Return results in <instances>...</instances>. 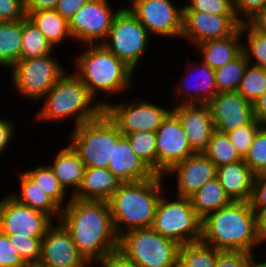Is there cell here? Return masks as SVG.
Returning a JSON list of instances; mask_svg holds the SVG:
<instances>
[{
    "label": "cell",
    "instance_id": "cell-1",
    "mask_svg": "<svg viewBox=\"0 0 266 267\" xmlns=\"http://www.w3.org/2000/svg\"><path fill=\"white\" fill-rule=\"evenodd\" d=\"M59 222L69 232L80 254L92 266L101 264L118 250V235L108 201L71 198L62 209Z\"/></svg>",
    "mask_w": 266,
    "mask_h": 267
},
{
    "label": "cell",
    "instance_id": "cell-12",
    "mask_svg": "<svg viewBox=\"0 0 266 267\" xmlns=\"http://www.w3.org/2000/svg\"><path fill=\"white\" fill-rule=\"evenodd\" d=\"M126 7L152 37L179 39L182 33L183 4L172 0H128Z\"/></svg>",
    "mask_w": 266,
    "mask_h": 267
},
{
    "label": "cell",
    "instance_id": "cell-2",
    "mask_svg": "<svg viewBox=\"0 0 266 267\" xmlns=\"http://www.w3.org/2000/svg\"><path fill=\"white\" fill-rule=\"evenodd\" d=\"M201 241L220 251L255 254L262 247L257 232V214L249 201L231 202L202 219ZM256 249V250H255Z\"/></svg>",
    "mask_w": 266,
    "mask_h": 267
},
{
    "label": "cell",
    "instance_id": "cell-49",
    "mask_svg": "<svg viewBox=\"0 0 266 267\" xmlns=\"http://www.w3.org/2000/svg\"><path fill=\"white\" fill-rule=\"evenodd\" d=\"M90 0H59L56 11L68 22Z\"/></svg>",
    "mask_w": 266,
    "mask_h": 267
},
{
    "label": "cell",
    "instance_id": "cell-50",
    "mask_svg": "<svg viewBox=\"0 0 266 267\" xmlns=\"http://www.w3.org/2000/svg\"><path fill=\"white\" fill-rule=\"evenodd\" d=\"M140 267L137 263L125 258L121 253L115 251L111 253L99 267Z\"/></svg>",
    "mask_w": 266,
    "mask_h": 267
},
{
    "label": "cell",
    "instance_id": "cell-56",
    "mask_svg": "<svg viewBox=\"0 0 266 267\" xmlns=\"http://www.w3.org/2000/svg\"><path fill=\"white\" fill-rule=\"evenodd\" d=\"M22 267H50V266L42 263L41 261H35V262L25 263Z\"/></svg>",
    "mask_w": 266,
    "mask_h": 267
},
{
    "label": "cell",
    "instance_id": "cell-47",
    "mask_svg": "<svg viewBox=\"0 0 266 267\" xmlns=\"http://www.w3.org/2000/svg\"><path fill=\"white\" fill-rule=\"evenodd\" d=\"M249 203L256 214L266 208V171L255 175Z\"/></svg>",
    "mask_w": 266,
    "mask_h": 267
},
{
    "label": "cell",
    "instance_id": "cell-52",
    "mask_svg": "<svg viewBox=\"0 0 266 267\" xmlns=\"http://www.w3.org/2000/svg\"><path fill=\"white\" fill-rule=\"evenodd\" d=\"M253 116L262 126H266V90L253 103Z\"/></svg>",
    "mask_w": 266,
    "mask_h": 267
},
{
    "label": "cell",
    "instance_id": "cell-33",
    "mask_svg": "<svg viewBox=\"0 0 266 267\" xmlns=\"http://www.w3.org/2000/svg\"><path fill=\"white\" fill-rule=\"evenodd\" d=\"M53 45L44 34L26 17L22 19V49L20 59H29L51 54Z\"/></svg>",
    "mask_w": 266,
    "mask_h": 267
},
{
    "label": "cell",
    "instance_id": "cell-42",
    "mask_svg": "<svg viewBox=\"0 0 266 267\" xmlns=\"http://www.w3.org/2000/svg\"><path fill=\"white\" fill-rule=\"evenodd\" d=\"M183 11H199L209 14H235L233 0H186Z\"/></svg>",
    "mask_w": 266,
    "mask_h": 267
},
{
    "label": "cell",
    "instance_id": "cell-10",
    "mask_svg": "<svg viewBox=\"0 0 266 267\" xmlns=\"http://www.w3.org/2000/svg\"><path fill=\"white\" fill-rule=\"evenodd\" d=\"M151 37L133 13L123 6L114 16L109 35L102 44L135 72L149 52Z\"/></svg>",
    "mask_w": 266,
    "mask_h": 267
},
{
    "label": "cell",
    "instance_id": "cell-23",
    "mask_svg": "<svg viewBox=\"0 0 266 267\" xmlns=\"http://www.w3.org/2000/svg\"><path fill=\"white\" fill-rule=\"evenodd\" d=\"M216 177L231 201L250 200L255 175L244 159L217 167Z\"/></svg>",
    "mask_w": 266,
    "mask_h": 267
},
{
    "label": "cell",
    "instance_id": "cell-34",
    "mask_svg": "<svg viewBox=\"0 0 266 267\" xmlns=\"http://www.w3.org/2000/svg\"><path fill=\"white\" fill-rule=\"evenodd\" d=\"M242 52L250 65L266 69V35L257 31L249 22L241 23ZM245 35V36H244Z\"/></svg>",
    "mask_w": 266,
    "mask_h": 267
},
{
    "label": "cell",
    "instance_id": "cell-4",
    "mask_svg": "<svg viewBox=\"0 0 266 267\" xmlns=\"http://www.w3.org/2000/svg\"><path fill=\"white\" fill-rule=\"evenodd\" d=\"M164 180L163 175L156 174L151 179L122 183L113 193L108 204L118 237L134 229L152 227L160 197L168 189Z\"/></svg>",
    "mask_w": 266,
    "mask_h": 267
},
{
    "label": "cell",
    "instance_id": "cell-14",
    "mask_svg": "<svg viewBox=\"0 0 266 267\" xmlns=\"http://www.w3.org/2000/svg\"><path fill=\"white\" fill-rule=\"evenodd\" d=\"M241 22L235 14H209L199 11H183L182 33L192 48L208 40L223 39L233 35Z\"/></svg>",
    "mask_w": 266,
    "mask_h": 267
},
{
    "label": "cell",
    "instance_id": "cell-41",
    "mask_svg": "<svg viewBox=\"0 0 266 267\" xmlns=\"http://www.w3.org/2000/svg\"><path fill=\"white\" fill-rule=\"evenodd\" d=\"M11 245L17 249L25 263L39 261L42 237L9 236Z\"/></svg>",
    "mask_w": 266,
    "mask_h": 267
},
{
    "label": "cell",
    "instance_id": "cell-37",
    "mask_svg": "<svg viewBox=\"0 0 266 267\" xmlns=\"http://www.w3.org/2000/svg\"><path fill=\"white\" fill-rule=\"evenodd\" d=\"M266 90V69L248 64L237 92L253 104Z\"/></svg>",
    "mask_w": 266,
    "mask_h": 267
},
{
    "label": "cell",
    "instance_id": "cell-21",
    "mask_svg": "<svg viewBox=\"0 0 266 267\" xmlns=\"http://www.w3.org/2000/svg\"><path fill=\"white\" fill-rule=\"evenodd\" d=\"M195 153L204 152L213 133L214 124L207 104L172 105Z\"/></svg>",
    "mask_w": 266,
    "mask_h": 267
},
{
    "label": "cell",
    "instance_id": "cell-24",
    "mask_svg": "<svg viewBox=\"0 0 266 267\" xmlns=\"http://www.w3.org/2000/svg\"><path fill=\"white\" fill-rule=\"evenodd\" d=\"M122 183L108 168L86 167L81 186L72 197L108 201Z\"/></svg>",
    "mask_w": 266,
    "mask_h": 267
},
{
    "label": "cell",
    "instance_id": "cell-5",
    "mask_svg": "<svg viewBox=\"0 0 266 267\" xmlns=\"http://www.w3.org/2000/svg\"><path fill=\"white\" fill-rule=\"evenodd\" d=\"M72 71L68 69L40 100L41 108L33 116L36 122L62 123L72 119L73 128H76L104 112V107Z\"/></svg>",
    "mask_w": 266,
    "mask_h": 267
},
{
    "label": "cell",
    "instance_id": "cell-19",
    "mask_svg": "<svg viewBox=\"0 0 266 267\" xmlns=\"http://www.w3.org/2000/svg\"><path fill=\"white\" fill-rule=\"evenodd\" d=\"M217 166L203 152L194 153L173 165L163 176L176 181V196L190 198L205 183L214 179Z\"/></svg>",
    "mask_w": 266,
    "mask_h": 267
},
{
    "label": "cell",
    "instance_id": "cell-46",
    "mask_svg": "<svg viewBox=\"0 0 266 267\" xmlns=\"http://www.w3.org/2000/svg\"><path fill=\"white\" fill-rule=\"evenodd\" d=\"M26 18L25 0H0V22Z\"/></svg>",
    "mask_w": 266,
    "mask_h": 267
},
{
    "label": "cell",
    "instance_id": "cell-39",
    "mask_svg": "<svg viewBox=\"0 0 266 267\" xmlns=\"http://www.w3.org/2000/svg\"><path fill=\"white\" fill-rule=\"evenodd\" d=\"M254 175L266 171V126L256 133L248 153L243 158Z\"/></svg>",
    "mask_w": 266,
    "mask_h": 267
},
{
    "label": "cell",
    "instance_id": "cell-31",
    "mask_svg": "<svg viewBox=\"0 0 266 267\" xmlns=\"http://www.w3.org/2000/svg\"><path fill=\"white\" fill-rule=\"evenodd\" d=\"M219 252L202 241L180 245L177 267H215Z\"/></svg>",
    "mask_w": 266,
    "mask_h": 267
},
{
    "label": "cell",
    "instance_id": "cell-25",
    "mask_svg": "<svg viewBox=\"0 0 266 267\" xmlns=\"http://www.w3.org/2000/svg\"><path fill=\"white\" fill-rule=\"evenodd\" d=\"M243 37L240 28L223 39L208 40L194 46L200 60L214 70L223 67L242 53Z\"/></svg>",
    "mask_w": 266,
    "mask_h": 267
},
{
    "label": "cell",
    "instance_id": "cell-57",
    "mask_svg": "<svg viewBox=\"0 0 266 267\" xmlns=\"http://www.w3.org/2000/svg\"><path fill=\"white\" fill-rule=\"evenodd\" d=\"M0 232H1V199H0Z\"/></svg>",
    "mask_w": 266,
    "mask_h": 267
},
{
    "label": "cell",
    "instance_id": "cell-38",
    "mask_svg": "<svg viewBox=\"0 0 266 267\" xmlns=\"http://www.w3.org/2000/svg\"><path fill=\"white\" fill-rule=\"evenodd\" d=\"M125 136L132 150L157 174L156 133L139 131Z\"/></svg>",
    "mask_w": 266,
    "mask_h": 267
},
{
    "label": "cell",
    "instance_id": "cell-9",
    "mask_svg": "<svg viewBox=\"0 0 266 267\" xmlns=\"http://www.w3.org/2000/svg\"><path fill=\"white\" fill-rule=\"evenodd\" d=\"M58 56L53 52L15 63L10 68V82L17 95L26 101H40L68 70L59 62Z\"/></svg>",
    "mask_w": 266,
    "mask_h": 267
},
{
    "label": "cell",
    "instance_id": "cell-15",
    "mask_svg": "<svg viewBox=\"0 0 266 267\" xmlns=\"http://www.w3.org/2000/svg\"><path fill=\"white\" fill-rule=\"evenodd\" d=\"M54 222L46 213L19 203L9 193L1 199V232L7 236L43 237Z\"/></svg>",
    "mask_w": 266,
    "mask_h": 267
},
{
    "label": "cell",
    "instance_id": "cell-43",
    "mask_svg": "<svg viewBox=\"0 0 266 267\" xmlns=\"http://www.w3.org/2000/svg\"><path fill=\"white\" fill-rule=\"evenodd\" d=\"M266 7V0H233V8L241 23L249 22Z\"/></svg>",
    "mask_w": 266,
    "mask_h": 267
},
{
    "label": "cell",
    "instance_id": "cell-18",
    "mask_svg": "<svg viewBox=\"0 0 266 267\" xmlns=\"http://www.w3.org/2000/svg\"><path fill=\"white\" fill-rule=\"evenodd\" d=\"M39 261L50 267H93L80 254L59 221H55L42 237Z\"/></svg>",
    "mask_w": 266,
    "mask_h": 267
},
{
    "label": "cell",
    "instance_id": "cell-26",
    "mask_svg": "<svg viewBox=\"0 0 266 267\" xmlns=\"http://www.w3.org/2000/svg\"><path fill=\"white\" fill-rule=\"evenodd\" d=\"M53 159L48 165L59 183L73 196L81 186L85 164L69 144L60 148Z\"/></svg>",
    "mask_w": 266,
    "mask_h": 267
},
{
    "label": "cell",
    "instance_id": "cell-36",
    "mask_svg": "<svg viewBox=\"0 0 266 267\" xmlns=\"http://www.w3.org/2000/svg\"><path fill=\"white\" fill-rule=\"evenodd\" d=\"M249 62L242 52L223 67L215 69L216 87L219 92L236 91Z\"/></svg>",
    "mask_w": 266,
    "mask_h": 267
},
{
    "label": "cell",
    "instance_id": "cell-22",
    "mask_svg": "<svg viewBox=\"0 0 266 267\" xmlns=\"http://www.w3.org/2000/svg\"><path fill=\"white\" fill-rule=\"evenodd\" d=\"M108 170L123 183L151 179L156 175L132 150L128 138L124 135L117 143H113L111 159H108Z\"/></svg>",
    "mask_w": 266,
    "mask_h": 267
},
{
    "label": "cell",
    "instance_id": "cell-8",
    "mask_svg": "<svg viewBox=\"0 0 266 267\" xmlns=\"http://www.w3.org/2000/svg\"><path fill=\"white\" fill-rule=\"evenodd\" d=\"M164 191L157 205L152 228L179 245L201 241L202 219L191 205L190 198L171 199Z\"/></svg>",
    "mask_w": 266,
    "mask_h": 267
},
{
    "label": "cell",
    "instance_id": "cell-7",
    "mask_svg": "<svg viewBox=\"0 0 266 267\" xmlns=\"http://www.w3.org/2000/svg\"><path fill=\"white\" fill-rule=\"evenodd\" d=\"M179 246L149 227L120 235L117 251L140 267H177Z\"/></svg>",
    "mask_w": 266,
    "mask_h": 267
},
{
    "label": "cell",
    "instance_id": "cell-35",
    "mask_svg": "<svg viewBox=\"0 0 266 267\" xmlns=\"http://www.w3.org/2000/svg\"><path fill=\"white\" fill-rule=\"evenodd\" d=\"M217 167L243 160L227 133L214 130L203 152Z\"/></svg>",
    "mask_w": 266,
    "mask_h": 267
},
{
    "label": "cell",
    "instance_id": "cell-3",
    "mask_svg": "<svg viewBox=\"0 0 266 267\" xmlns=\"http://www.w3.org/2000/svg\"><path fill=\"white\" fill-rule=\"evenodd\" d=\"M76 59L74 73L82 80L90 94L103 106L110 102L107 98L116 94L130 92L134 84V71L118 59L103 44H85ZM99 95H105V99ZM98 98V99H97ZM107 99V100H106Z\"/></svg>",
    "mask_w": 266,
    "mask_h": 267
},
{
    "label": "cell",
    "instance_id": "cell-11",
    "mask_svg": "<svg viewBox=\"0 0 266 267\" xmlns=\"http://www.w3.org/2000/svg\"><path fill=\"white\" fill-rule=\"evenodd\" d=\"M109 102L104 107V112L117 125L119 131L125 136L131 133L157 132L172 108L155 104L147 99L139 100L138 98L127 103Z\"/></svg>",
    "mask_w": 266,
    "mask_h": 267
},
{
    "label": "cell",
    "instance_id": "cell-44",
    "mask_svg": "<svg viewBox=\"0 0 266 267\" xmlns=\"http://www.w3.org/2000/svg\"><path fill=\"white\" fill-rule=\"evenodd\" d=\"M253 255L245 251H220L215 267H250Z\"/></svg>",
    "mask_w": 266,
    "mask_h": 267
},
{
    "label": "cell",
    "instance_id": "cell-51",
    "mask_svg": "<svg viewBox=\"0 0 266 267\" xmlns=\"http://www.w3.org/2000/svg\"><path fill=\"white\" fill-rule=\"evenodd\" d=\"M26 12L56 9L59 0H25Z\"/></svg>",
    "mask_w": 266,
    "mask_h": 267
},
{
    "label": "cell",
    "instance_id": "cell-32",
    "mask_svg": "<svg viewBox=\"0 0 266 267\" xmlns=\"http://www.w3.org/2000/svg\"><path fill=\"white\" fill-rule=\"evenodd\" d=\"M24 172L62 209L70 202L72 196L59 183L48 163L36 166L33 170L27 168Z\"/></svg>",
    "mask_w": 266,
    "mask_h": 267
},
{
    "label": "cell",
    "instance_id": "cell-17",
    "mask_svg": "<svg viewBox=\"0 0 266 267\" xmlns=\"http://www.w3.org/2000/svg\"><path fill=\"white\" fill-rule=\"evenodd\" d=\"M185 66L186 76L181 77L173 89L176 91L174 104H207L218 94L214 69L200 59L191 63L187 60Z\"/></svg>",
    "mask_w": 266,
    "mask_h": 267
},
{
    "label": "cell",
    "instance_id": "cell-53",
    "mask_svg": "<svg viewBox=\"0 0 266 267\" xmlns=\"http://www.w3.org/2000/svg\"><path fill=\"white\" fill-rule=\"evenodd\" d=\"M257 232H258V237H259L261 244L265 246L266 244L265 243L266 242V208L261 209L257 213Z\"/></svg>",
    "mask_w": 266,
    "mask_h": 267
},
{
    "label": "cell",
    "instance_id": "cell-27",
    "mask_svg": "<svg viewBox=\"0 0 266 267\" xmlns=\"http://www.w3.org/2000/svg\"><path fill=\"white\" fill-rule=\"evenodd\" d=\"M23 172V173H22ZM20 192L9 193L19 203L42 211L54 221H59L62 208L43 191L24 171L18 172Z\"/></svg>",
    "mask_w": 266,
    "mask_h": 267
},
{
    "label": "cell",
    "instance_id": "cell-40",
    "mask_svg": "<svg viewBox=\"0 0 266 267\" xmlns=\"http://www.w3.org/2000/svg\"><path fill=\"white\" fill-rule=\"evenodd\" d=\"M261 127L262 125L254 118L248 125L226 132L236 150L243 158L248 153L255 135Z\"/></svg>",
    "mask_w": 266,
    "mask_h": 267
},
{
    "label": "cell",
    "instance_id": "cell-29",
    "mask_svg": "<svg viewBox=\"0 0 266 267\" xmlns=\"http://www.w3.org/2000/svg\"><path fill=\"white\" fill-rule=\"evenodd\" d=\"M190 200L192 207L201 219L232 202L217 177L205 183L190 197Z\"/></svg>",
    "mask_w": 266,
    "mask_h": 267
},
{
    "label": "cell",
    "instance_id": "cell-30",
    "mask_svg": "<svg viewBox=\"0 0 266 267\" xmlns=\"http://www.w3.org/2000/svg\"><path fill=\"white\" fill-rule=\"evenodd\" d=\"M22 20L0 22V67L10 69L20 60Z\"/></svg>",
    "mask_w": 266,
    "mask_h": 267
},
{
    "label": "cell",
    "instance_id": "cell-54",
    "mask_svg": "<svg viewBox=\"0 0 266 267\" xmlns=\"http://www.w3.org/2000/svg\"><path fill=\"white\" fill-rule=\"evenodd\" d=\"M249 23L260 33L266 35V7L259 12Z\"/></svg>",
    "mask_w": 266,
    "mask_h": 267
},
{
    "label": "cell",
    "instance_id": "cell-13",
    "mask_svg": "<svg viewBox=\"0 0 266 267\" xmlns=\"http://www.w3.org/2000/svg\"><path fill=\"white\" fill-rule=\"evenodd\" d=\"M109 0H90L69 21L73 41L80 44H102L108 37L114 16L121 7ZM114 8V9H113Z\"/></svg>",
    "mask_w": 266,
    "mask_h": 267
},
{
    "label": "cell",
    "instance_id": "cell-16",
    "mask_svg": "<svg viewBox=\"0 0 266 267\" xmlns=\"http://www.w3.org/2000/svg\"><path fill=\"white\" fill-rule=\"evenodd\" d=\"M157 174L164 175L173 165L195 152L178 116L171 111L156 132Z\"/></svg>",
    "mask_w": 266,
    "mask_h": 267
},
{
    "label": "cell",
    "instance_id": "cell-55",
    "mask_svg": "<svg viewBox=\"0 0 266 267\" xmlns=\"http://www.w3.org/2000/svg\"><path fill=\"white\" fill-rule=\"evenodd\" d=\"M256 254L253 255L250 267H266V258L259 261Z\"/></svg>",
    "mask_w": 266,
    "mask_h": 267
},
{
    "label": "cell",
    "instance_id": "cell-28",
    "mask_svg": "<svg viewBox=\"0 0 266 267\" xmlns=\"http://www.w3.org/2000/svg\"><path fill=\"white\" fill-rule=\"evenodd\" d=\"M26 17L44 34L54 48L57 49L66 40L72 39L73 42L69 22L55 9L26 12Z\"/></svg>",
    "mask_w": 266,
    "mask_h": 267
},
{
    "label": "cell",
    "instance_id": "cell-6",
    "mask_svg": "<svg viewBox=\"0 0 266 267\" xmlns=\"http://www.w3.org/2000/svg\"><path fill=\"white\" fill-rule=\"evenodd\" d=\"M69 132L68 143L85 167L108 168L113 143L123 135L117 125L103 112L98 118L80 124Z\"/></svg>",
    "mask_w": 266,
    "mask_h": 267
},
{
    "label": "cell",
    "instance_id": "cell-48",
    "mask_svg": "<svg viewBox=\"0 0 266 267\" xmlns=\"http://www.w3.org/2000/svg\"><path fill=\"white\" fill-rule=\"evenodd\" d=\"M0 157L2 154H5L6 149H9V144L12 142L11 140H14V134L16 133V125L14 121L11 120L6 115L2 117V114L0 113ZM10 119V120H9ZM15 132V133H14Z\"/></svg>",
    "mask_w": 266,
    "mask_h": 267
},
{
    "label": "cell",
    "instance_id": "cell-45",
    "mask_svg": "<svg viewBox=\"0 0 266 267\" xmlns=\"http://www.w3.org/2000/svg\"><path fill=\"white\" fill-rule=\"evenodd\" d=\"M25 264L9 236L0 232V267H22Z\"/></svg>",
    "mask_w": 266,
    "mask_h": 267
},
{
    "label": "cell",
    "instance_id": "cell-20",
    "mask_svg": "<svg viewBox=\"0 0 266 267\" xmlns=\"http://www.w3.org/2000/svg\"><path fill=\"white\" fill-rule=\"evenodd\" d=\"M207 105L214 129L230 132L248 125L253 119V104L237 91L219 92Z\"/></svg>",
    "mask_w": 266,
    "mask_h": 267
}]
</instances>
